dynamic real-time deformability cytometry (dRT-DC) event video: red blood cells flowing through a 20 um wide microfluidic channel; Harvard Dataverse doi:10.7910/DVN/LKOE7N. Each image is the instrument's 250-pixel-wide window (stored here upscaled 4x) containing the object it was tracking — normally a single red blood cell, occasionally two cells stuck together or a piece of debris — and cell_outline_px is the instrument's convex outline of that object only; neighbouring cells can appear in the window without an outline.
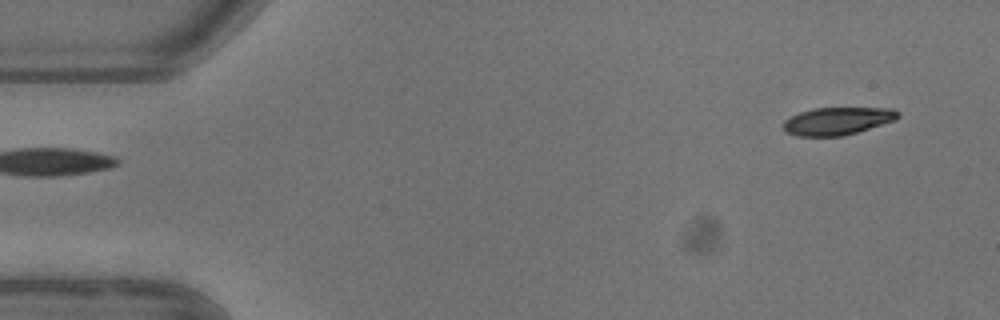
{"species": "common noctule bat (a hibernating species)", "species_latin": "Nyctalus noctula", "temperature_condition": "warm", "stored_images_in_passage": 4, "segment_of_instrument_passage": [2, 2], "camera_frame_rate_fps": 3000, "um_per_image_px": 0.085, "animal": {"sex": "female"}, "frame": {"image": 1, "passage_image": 4, "time_ms": 4.333, "image_size_px": [1000, 320], "cell_outline_px": [[900, 116], [896, 120], [856, 132], [840, 136], [796, 136], [784, 132], [784, 120], [800, 112], [812, 108], [892, 108], [900, 112]], "centroid_in_image_um": [71.18, 10.28], "position_along_channel_um": 13.8, "area_um2": 18.44}}